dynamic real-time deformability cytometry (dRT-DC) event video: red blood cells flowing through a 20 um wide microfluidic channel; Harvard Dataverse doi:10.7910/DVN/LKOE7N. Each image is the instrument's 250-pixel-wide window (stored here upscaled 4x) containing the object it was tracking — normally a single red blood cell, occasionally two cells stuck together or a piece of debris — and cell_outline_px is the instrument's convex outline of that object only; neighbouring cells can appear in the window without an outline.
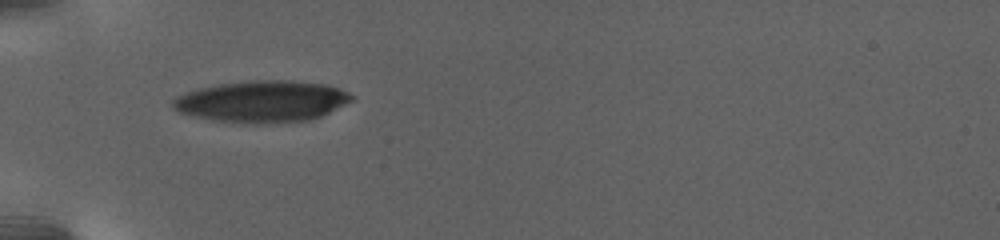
{"species": "human", "species_latin": "Homo sapiens", "temperature_condition": "warm", "stored_images_in_passage": 75, "camera_frame_rate_fps": 3000, "um_per_image_px": 0.085, "donor": {"sex": "female"}, "frame": {"image": 1, "passage_image": 1, "time_ms": 0.0, "image_size_px": [1000, 240], "cell_outline_px": [[356, 96], [352, 100], [320, 116], [308, 120], [260, 124], [252, 124], [212, 120], [192, 116], [180, 112], [172, 108], [172, 100], [176, 96], [184, 92], [196, 88], [220, 84], [252, 80], [292, 80], [328, 84], [348, 92]], "centroid_in_image_um": [22.24, 8.61], "position_along_channel_um": 62.8, "area_um2": 43.52}}
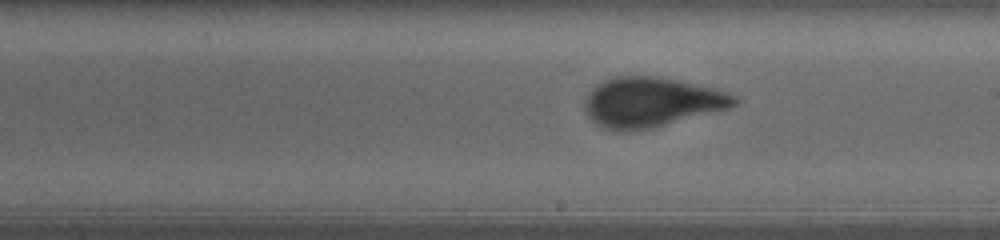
{"frame": {"image": 2, "passage_image": 27, "time_ms": 6.667, "image_size_px": [1000, 240], "cell_outline_px": [[740, 100], [732, 108], [652, 128], [620, 132], [604, 128], [596, 124], [584, 112], [584, 104], [588, 92], [596, 84], [604, 80], [616, 76], [656, 76], [716, 88], [736, 96]], "centroid_in_image_um": [55.36, 8.69], "position_along_channel_um": 233.6, "area_um2": 43.75}}
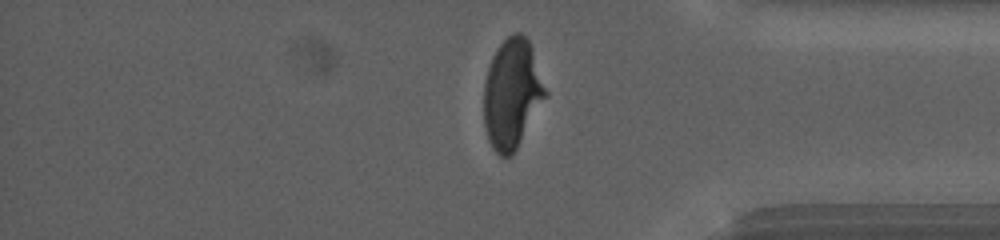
{"frame": {"image": 3, "passage_image": 63, "time_ms": 13.0, "image_size_px": [1000, 240], "cell_outline_px": [[548, 96], [512, 156], [500, 156], [492, 148], [488, 140], [484, 124], [484, 80], [492, 56], [500, 44], [508, 36], [516, 32], [520, 32], [528, 40], [532, 48], [548, 92]], "centroid_in_image_um": [43.53, 7.98], "position_along_channel_um": 391.7, "area_um2": 39.59}, "authors_computed_cell_mechanics": {"area_um2": 41.4426, "velocity_mm_per_s": 2.6897, "shape_relaxation_time_tau1_ms": 5.7487, "shape_relaxation_time_tau2_ms": null, "deformation_change_tau1": 0.2186, "deformation_change_tau2": null}}